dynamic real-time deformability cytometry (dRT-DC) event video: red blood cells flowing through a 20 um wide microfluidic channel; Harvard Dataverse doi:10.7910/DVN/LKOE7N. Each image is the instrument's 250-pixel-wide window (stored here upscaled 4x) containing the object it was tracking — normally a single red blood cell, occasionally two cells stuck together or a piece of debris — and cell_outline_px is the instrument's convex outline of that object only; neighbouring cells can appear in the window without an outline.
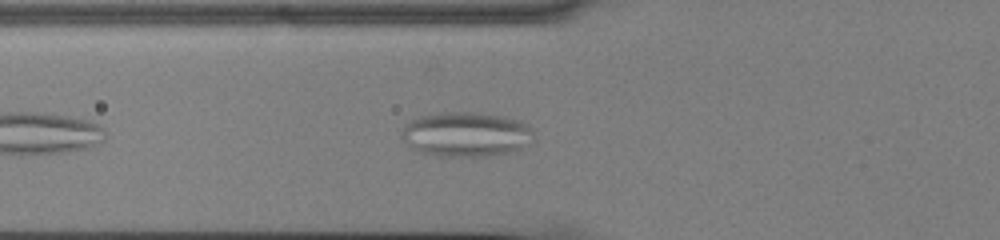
{"species": "common noctule bat (a hibernating species)", "species_latin": "Nyctalus noctula", "temperature_condition": "cold", "stored_images_in_passage": 41, "camera_frame_rate_fps": 3000, "um_per_image_px": 0.085, "animal": {"sex": "male", "body_mass_g": 13.0, "forearm_length_mm": 53.1}, "frame": {"image": 1, "passage_image": 6, "time_ms": 1.667, "image_size_px": [1000, 240], "cell_outline_px": [[536, 140], [516, 152], [484, 156], [440, 156], [420, 152], [412, 148], [400, 136], [404, 124], [420, 116], [440, 112], [472, 112], [504, 116], [520, 120], [528, 124], [532, 128]], "centroid_in_image_um": [39.68, 11.42], "position_along_channel_um": 86.1, "area_um2": 34.97}}
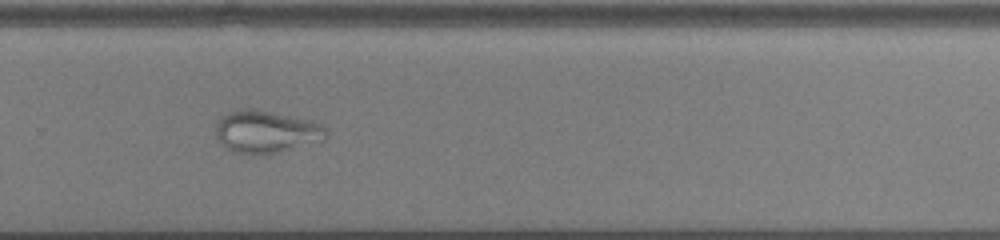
{"frame": {"image": 2, "passage_image": 24, "time_ms": 7.667, "image_size_px": [1000, 240], "cell_outline_px": [[328, 136], [324, 140], [280, 152], [252, 156], [232, 152], [220, 144], [216, 136], [216, 120], [220, 116], [228, 112], [240, 108], [252, 108], [312, 120], [320, 124], [328, 132]], "centroid_in_image_um": [22.58, 11.21], "position_along_channel_um": 307.2, "area_um2": 27.92}}
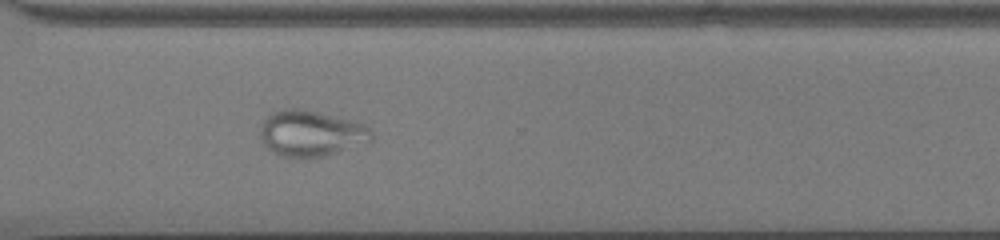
{"frame": {"image": 3, "passage_image": 27, "time_ms": 8.667, "image_size_px": [1000, 240], "cell_outline_px": [[372, 140], [324, 156], [280, 156], [272, 152], [264, 144], [260, 136], [260, 124], [272, 112], [284, 108], [300, 108], [356, 120], [372, 128]], "centroid_in_image_um": [26.43, 11.3], "position_along_channel_um": 344.2, "area_um2": 29.71}}